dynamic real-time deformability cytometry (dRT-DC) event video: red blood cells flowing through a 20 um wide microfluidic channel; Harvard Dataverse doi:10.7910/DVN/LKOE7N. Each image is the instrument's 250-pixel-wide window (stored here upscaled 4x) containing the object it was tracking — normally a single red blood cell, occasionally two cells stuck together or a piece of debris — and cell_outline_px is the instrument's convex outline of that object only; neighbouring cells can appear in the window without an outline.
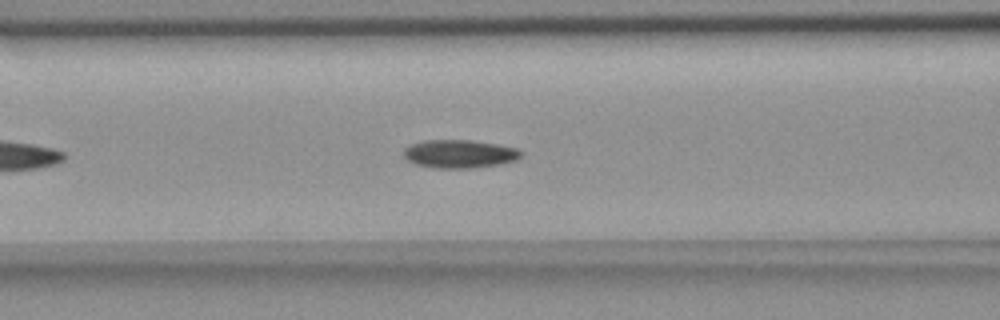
{"species": "common noctule bat (a hibernating species)", "species_latin": "Nyctalus noctula", "temperature_condition": "room temperature", "stored_images_in_passage": 16, "camera_frame_rate_fps": 3000, "um_per_image_px": 0.085, "animal": {"sex": "female", "body_mass_g": 18.4}, "frame": {"image": 1, "passage_image": 12, "time_ms": 3.667, "image_size_px": [1000, 320], "cell_outline_px": [[524, 152], [516, 160], [500, 164], [472, 168], [432, 168], [416, 164], [408, 160], [404, 156], [404, 148], [408, 144], [424, 140], [472, 140], [520, 148]], "centroid_in_image_um": [39.06, 13.07], "position_along_channel_um": 127.5, "area_um2": 19.54}}